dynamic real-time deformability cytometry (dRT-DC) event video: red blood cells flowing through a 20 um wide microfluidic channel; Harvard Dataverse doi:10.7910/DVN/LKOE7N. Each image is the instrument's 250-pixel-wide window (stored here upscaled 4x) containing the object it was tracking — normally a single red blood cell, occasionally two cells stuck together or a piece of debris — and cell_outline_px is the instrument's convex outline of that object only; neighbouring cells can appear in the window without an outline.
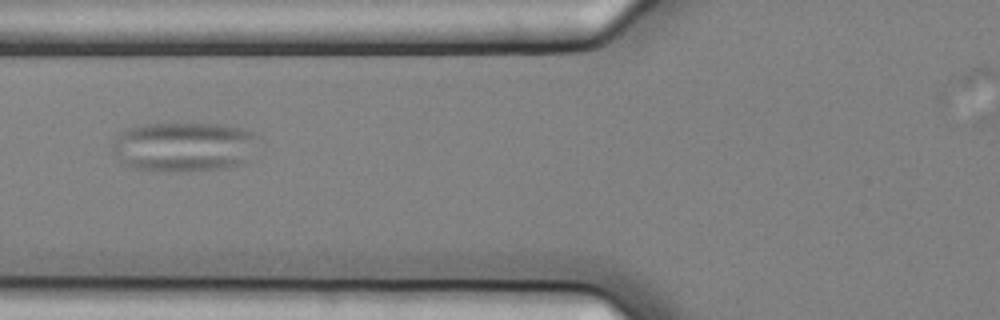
{"species": "common noctule bat (a hibernating species)", "species_latin": "Nyctalus noctula", "temperature_condition": "cold", "stored_images_in_passage": 15, "segment_of_instrument_passage": [2, 3], "camera_frame_rate_fps": 3000, "um_per_image_px": 0.085, "animal": {"sex": "female", "body_mass_g": 25.1}, "frame": {"image": 1, "passage_image": 7, "time_ms": 2.0, "image_size_px": [1000, 320], "cell_outline_px": [[252, 136], [244, 164], [228, 168], [180, 172], [152, 172], [136, 168], [124, 164], [116, 156], [112, 148], [112, 144], [120, 132], [124, 128], [144, 124], [220, 124], [240, 128], [252, 132]], "centroid_in_image_um": [15.48, 12.5], "position_along_channel_um": 110.3, "area_um2": 41.79}}
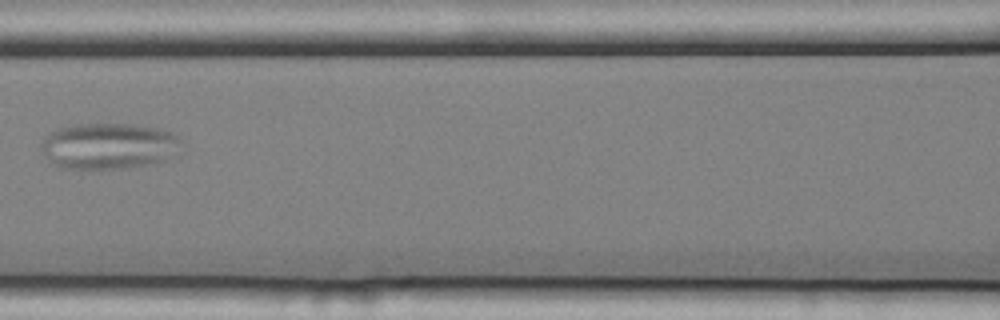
{"frame": {"image": 2, "passage_image": 8, "time_ms": 2.333, "image_size_px": [1000, 320], "cell_outline_px": [[176, 140], [164, 160], [124, 168], [64, 168], [56, 164], [40, 148], [40, 144], [44, 136], [56, 128], [76, 124], [128, 124], [160, 128], [172, 132], [176, 136]], "centroid_in_image_um": [9.09, 12.37], "position_along_channel_um": 157.5, "area_um2": 36.3}}
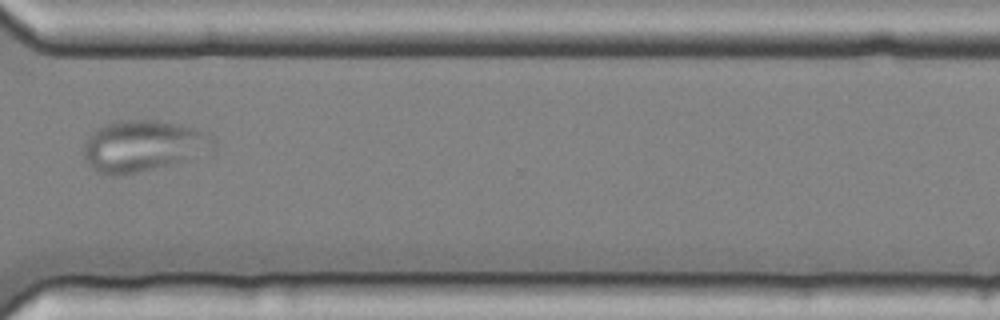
{"frame": {"image": 3, "passage_image": 13, "time_ms": 4.0, "image_size_px": [1000, 320], "cell_outline_px": [[216, 144], [212, 148], [180, 160], [152, 168], [136, 172], [116, 176], [96, 172], [84, 160], [84, 144], [88, 136], [96, 128], [120, 120], [156, 120], [180, 124], [208, 132], [216, 140]], "centroid_in_image_um": [12.09, 12.37], "position_along_channel_um": 358.5, "area_um2": 38.03}}